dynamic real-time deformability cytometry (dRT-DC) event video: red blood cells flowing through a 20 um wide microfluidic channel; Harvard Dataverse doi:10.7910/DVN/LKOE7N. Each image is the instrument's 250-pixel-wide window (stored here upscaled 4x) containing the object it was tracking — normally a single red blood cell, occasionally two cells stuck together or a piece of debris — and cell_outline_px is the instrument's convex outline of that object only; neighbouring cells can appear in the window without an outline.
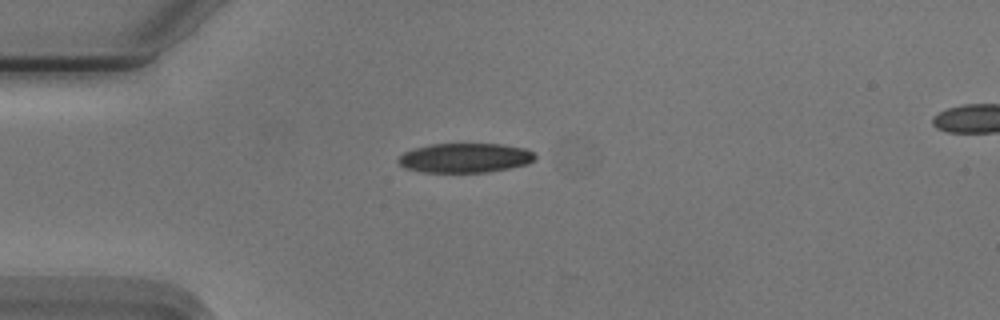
{"species": "Egyptian fruit bat (a non-hibernating species)", "species_latin": "Rousettus aegyptiacus", "temperature_condition": "cold", "stored_images_in_passage": 10, "camera_frame_rate_fps": 3000, "um_per_image_px": 0.085, "animal": {"sex": "male"}, "frame": {"image": 1, "passage_image": 1, "time_ms": 0.0, "image_size_px": [1000, 320], "cell_outline_px": [[536, 160], [528, 164], [488, 172], [424, 172], [404, 168], [396, 160], [404, 152], [412, 148], [432, 144], [500, 144], [524, 148], [532, 152], [536, 156]], "centroid_in_image_um": [39.51, 13.42], "position_along_channel_um": 45.5, "area_um2": 23.52}}
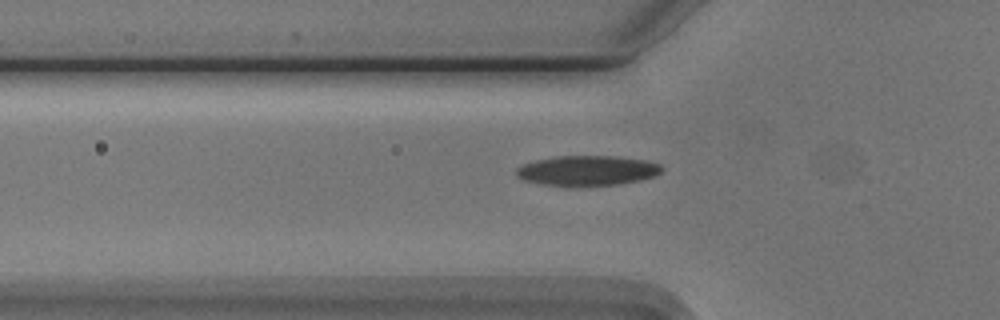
{"frame": {"image": 2, "passage_image": 5, "time_ms": 1.333, "image_size_px": [1000, 320], "cell_outline_px": [[664, 168], [656, 176], [640, 180], [620, 184], [576, 188], [564, 188], [540, 184], [524, 180], [516, 176], [516, 168], [524, 164], [536, 160], [556, 156], [616, 156], [648, 160], [660, 164]], "centroid_in_image_um": [49.92, 14.53], "position_along_channel_um": 75.9, "area_um2": 26.36}}
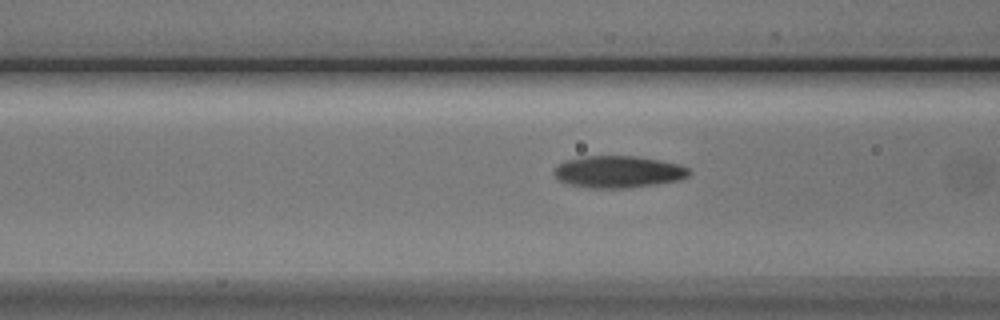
{"frame": {"image": 3, "passage_image": 8, "time_ms": 2.333, "image_size_px": [1000, 320], "cell_outline_px": [[692, 172], [688, 176], [680, 180], [656, 184], [628, 188], [588, 188], [568, 184], [556, 180], [552, 172], [564, 160], [584, 156], [636, 156], [660, 160], [680, 164], [688, 168]], "centroid_in_image_um": [52.54, 14.61], "position_along_channel_um": 114.1, "area_um2": 25.43}}